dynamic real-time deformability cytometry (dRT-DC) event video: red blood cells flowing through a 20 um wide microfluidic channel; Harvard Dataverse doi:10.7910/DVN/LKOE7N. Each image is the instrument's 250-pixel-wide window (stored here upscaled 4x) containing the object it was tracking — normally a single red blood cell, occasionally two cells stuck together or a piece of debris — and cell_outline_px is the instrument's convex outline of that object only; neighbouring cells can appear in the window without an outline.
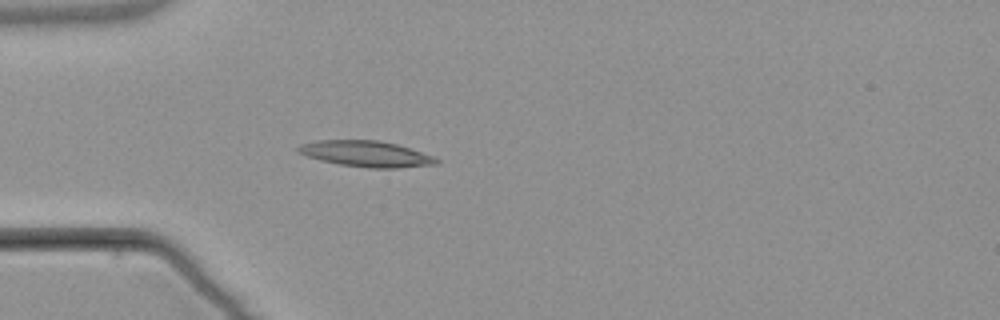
{"species": "common noctule bat (a hibernating species)", "species_latin": "Nyctalus noctula", "temperature_condition": "warm", "stored_images_in_passage": 4, "camera_frame_rate_fps": 3000, "um_per_image_px": 0.085, "animal": {"sex": "male", "body_mass_g": 21.5, "forearm_length_mm": 52.0}, "frame": {"image": 1, "passage_image": 4, "time_ms": 3.667, "image_size_px": [1000, 320], "cell_outline_px": [[440, 164], [396, 168], [368, 168], [340, 164], [320, 160], [296, 152], [296, 148], [300, 144], [316, 140], [380, 140], [396, 144], [432, 156], [440, 160]], "centroid_in_image_um": [31.09, 13.07], "position_along_channel_um": 53.9, "area_um2": 20.87}}